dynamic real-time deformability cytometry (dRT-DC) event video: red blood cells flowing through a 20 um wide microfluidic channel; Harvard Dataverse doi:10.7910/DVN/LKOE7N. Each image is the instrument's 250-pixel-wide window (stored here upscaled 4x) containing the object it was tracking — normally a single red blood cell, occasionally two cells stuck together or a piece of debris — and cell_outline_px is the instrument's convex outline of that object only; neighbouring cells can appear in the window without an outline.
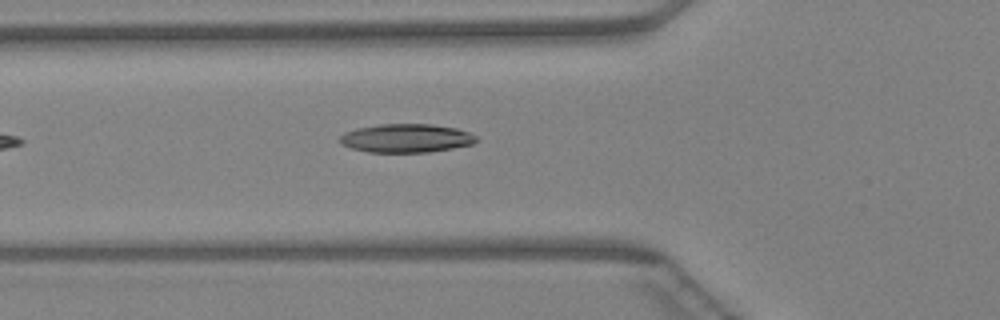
{"species": "Egyptian fruit bat (a non-hibernating species)", "species_latin": "Rousettus aegyptiacus", "temperature_condition": "warm", "stored_images_in_passage": 8, "camera_frame_rate_fps": 3000, "um_per_image_px": 0.085, "animal": {"sex": "female"}, "frame": {"image": 1, "passage_image": 2, "time_ms": 0.333, "image_size_px": [1000, 320], "cell_outline_px": [[480, 140], [472, 144], [452, 148], [428, 152], [368, 152], [352, 148], [340, 144], [340, 136], [344, 132], [356, 128], [380, 124], [432, 124], [456, 128], [468, 132], [476, 136]], "centroid_in_image_um": [34.52, 11.74], "position_along_channel_um": 91.3, "area_um2": 22.77}}